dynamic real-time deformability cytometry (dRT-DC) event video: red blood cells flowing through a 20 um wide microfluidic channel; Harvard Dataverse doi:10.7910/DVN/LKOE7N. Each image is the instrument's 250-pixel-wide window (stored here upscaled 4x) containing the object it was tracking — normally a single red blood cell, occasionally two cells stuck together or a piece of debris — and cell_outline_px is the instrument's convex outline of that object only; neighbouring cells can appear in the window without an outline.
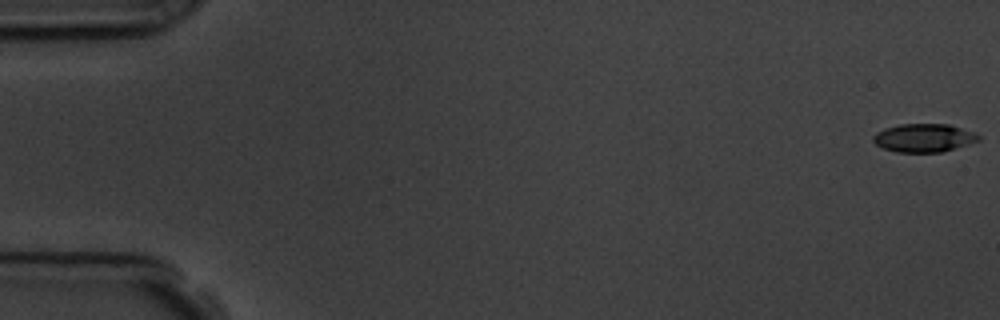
{"species": "common noctule bat (a hibernating species)", "species_latin": "Nyctalus noctula", "temperature_condition": "room temperature", "stored_images_in_passage": 57, "camera_frame_rate_fps": 3000, "um_per_image_px": 0.085, "animal": {"sex": "male", "body_mass_g": 19.5, "forearm_length_mm": 54.6}, "frame": {"image": 1, "passage_image": 1, "time_ms": 0.0, "image_size_px": [1000, 320], "cell_outline_px": [[980, 140], [968, 144], [940, 152], [896, 152], [884, 148], [876, 144], [872, 140], [872, 136], [876, 132], [884, 128], [900, 124], [948, 124], [972, 132], [980, 136]], "centroid_in_image_um": [78.48, 11.71], "position_along_channel_um": 6.5, "area_um2": 17.22}}
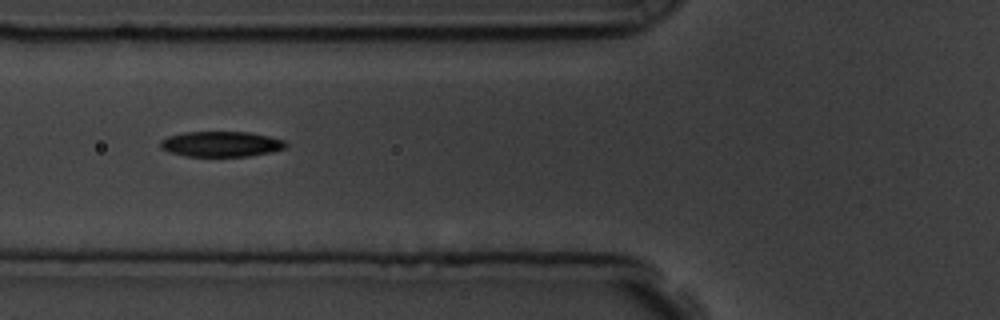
{"frame": {"image": 2, "passage_image": 22, "time_ms": 7.0, "image_size_px": [1000, 320], "cell_outline_px": [[288, 144], [284, 148], [272, 152], [248, 156], [184, 156], [160, 148], [160, 140], [168, 136], [184, 132], [248, 132], [268, 136], [284, 140]], "centroid_in_image_um": [18.79, 12.24], "position_along_channel_um": 107.0, "area_um2": 18.5}}
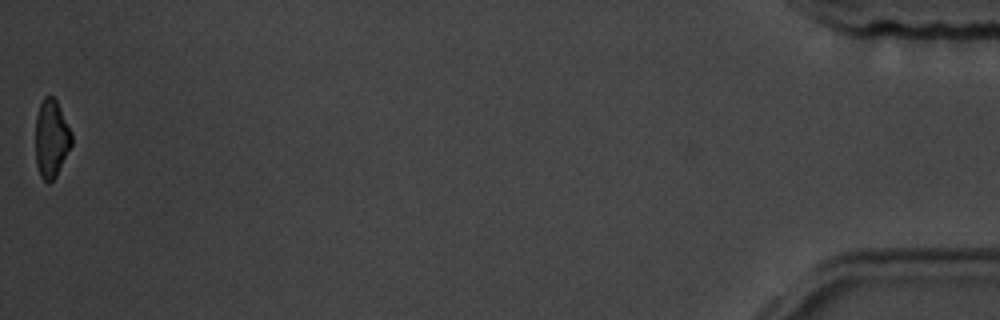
{"frame": {"image": 3, "passage_image": 57, "time_ms": 18.667, "image_size_px": [1000, 320], "cell_outline_px": [[72, 144], [56, 176], [48, 184], [40, 176], [36, 164], [36, 116], [40, 104], [44, 96], [52, 96], [56, 100], [72, 132]], "centroid_in_image_um": [4.36, 11.79], "position_along_channel_um": 430.8, "area_um2": 16.36}, "authors_computed_cell_mechanics": {"area_um2": 18.3804, "velocity_mm_per_s": 3.6304, "shape_relaxation_time_tau1_ms": 2.5152, "shape_relaxation_time_tau2_ms": 5.0701, "deformation_change_tau1": 0.1207, "deformation_change_tau2": 0.1186}}